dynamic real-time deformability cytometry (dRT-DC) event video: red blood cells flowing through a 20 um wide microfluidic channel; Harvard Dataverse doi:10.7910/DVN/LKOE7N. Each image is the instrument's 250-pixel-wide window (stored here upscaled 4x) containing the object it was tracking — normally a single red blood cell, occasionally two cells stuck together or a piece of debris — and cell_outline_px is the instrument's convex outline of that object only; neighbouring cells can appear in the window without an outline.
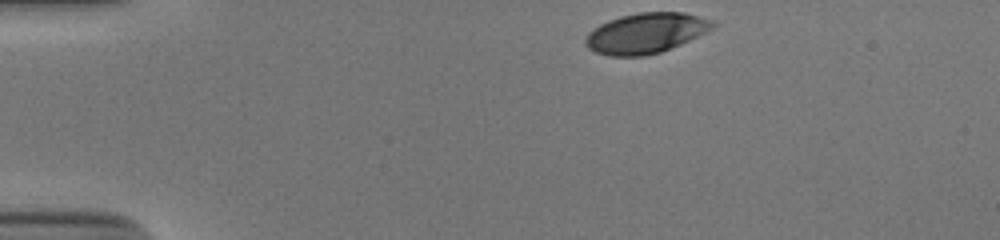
{"species": "human", "species_latin": "Homo sapiens", "temperature_condition": "cold", "stored_images_in_passage": 35, "camera_frame_rate_fps": 3000, "um_per_image_px": 0.085, "donor": {"sex": "male"}, "frame": {"image": 1, "passage_image": 1, "time_ms": 0.0, "image_size_px": [1000, 240], "cell_outline_px": [[716, 24], [712, 28], [680, 44], [660, 52], [644, 56], [608, 56], [596, 52], [588, 48], [584, 44], [584, 40], [588, 32], [600, 24], [608, 20], [620, 16], [640, 12], [684, 12], [716, 20]], "centroid_in_image_um": [54.87, 2.81], "position_along_channel_um": 30.1, "area_um2": 29.88}}
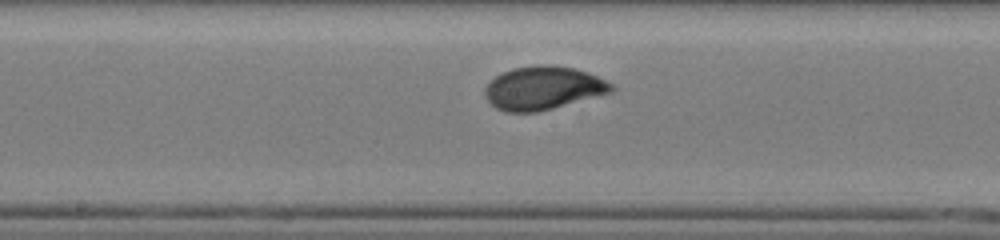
{"frame": {"image": 2, "passage_image": 20, "time_ms": 6.333, "image_size_px": [1000, 240], "cell_outline_px": [[616, 88], [612, 92], [552, 108], [536, 112], [504, 112], [496, 108], [484, 96], [484, 88], [496, 76], [512, 68], [540, 64], [552, 64], [572, 68], [588, 72], [612, 84]], "centroid_in_image_um": [46.15, 7.48], "position_along_channel_um": 202.0, "area_um2": 31.79}}
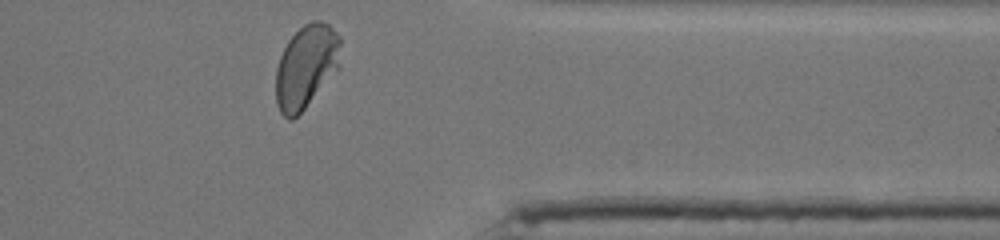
{"frame": {"image": 3, "passage_image": 35, "time_ms": 11.333, "image_size_px": [1000, 240], "cell_outline_px": [[340, 68], [304, 108], [292, 120], [288, 120], [280, 112], [276, 104], [276, 68], [280, 56], [288, 40], [304, 24], [312, 20], [320, 20], [328, 24], [340, 36]], "centroid_in_image_um": [26.02, 5.64], "position_along_channel_um": 385.4, "area_um2": 31.5}, "authors_computed_cell_mechanics": {"area_um2": 31.0386, "velocity_mm_per_s": 3.8514, "shape_relaxation_time_tau1_ms": 2.4274, "shape_relaxation_time_tau2_ms": null, "deformation_change_tau1": 0.1342, "deformation_change_tau2": null}}